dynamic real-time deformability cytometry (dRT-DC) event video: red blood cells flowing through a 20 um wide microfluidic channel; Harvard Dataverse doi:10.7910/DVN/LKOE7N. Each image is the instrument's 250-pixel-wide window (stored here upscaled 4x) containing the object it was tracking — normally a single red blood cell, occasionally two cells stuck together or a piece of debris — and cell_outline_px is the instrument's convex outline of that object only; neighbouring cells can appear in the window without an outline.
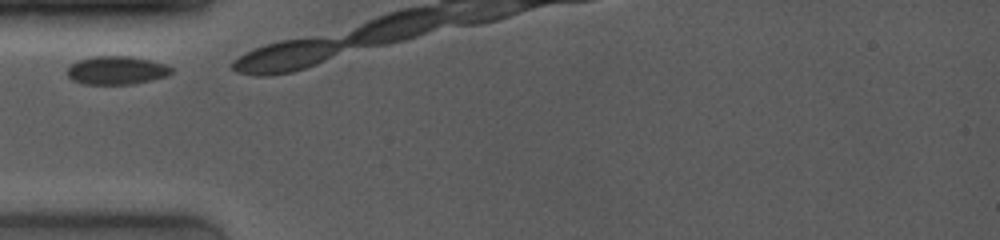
{"species": "common noctule bat (a hibernating species)", "species_latin": "Nyctalus noctula", "temperature_condition": "room temperature", "stored_images_in_passage": 4, "camera_frame_rate_fps": 4000, "um_per_image_px": 0.085, "animal": {"sex": "female", "body_mass_g": 19.0, "forearm_length_mm": 53.3}, "frame": {"image": 1, "passage_image": 1, "time_ms": 0.0, "image_size_px": [1000, 240], "cell_outline_px": [[172, 72], [168, 76], [132, 84], [84, 84], [72, 80], [68, 76], [68, 68], [76, 60], [92, 56], [128, 56], [148, 60], [164, 64], [172, 68]], "centroid_in_image_um": [9.88, 5.98], "position_along_channel_um": 75.1, "area_um2": 17.11}}